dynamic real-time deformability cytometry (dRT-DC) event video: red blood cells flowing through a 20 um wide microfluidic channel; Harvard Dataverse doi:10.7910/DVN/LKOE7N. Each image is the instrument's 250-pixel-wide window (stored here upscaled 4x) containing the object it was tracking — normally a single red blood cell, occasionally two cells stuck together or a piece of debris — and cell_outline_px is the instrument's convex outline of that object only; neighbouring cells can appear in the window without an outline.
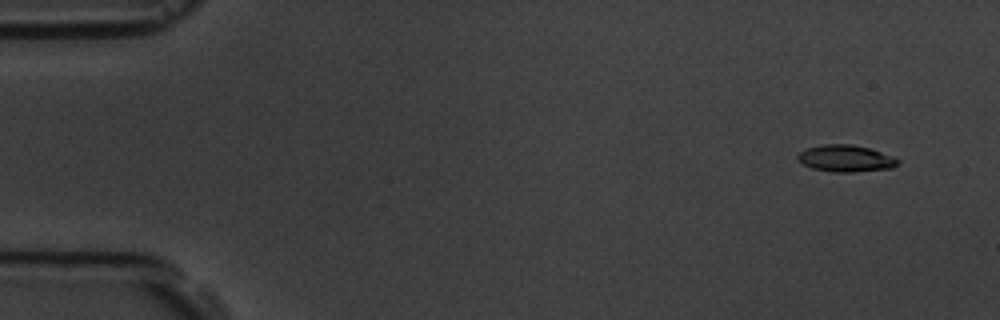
{"species": "common noctule bat (a hibernating species)", "species_latin": "Nyctalus noctula", "temperature_condition": "room temperature", "stored_images_in_passage": 5, "camera_frame_rate_fps": 3000, "um_per_image_px": 0.085, "animal": {"sex": "male", "body_mass_g": 19.5, "forearm_length_mm": 54.6}, "frame": {"image": 1, "passage_image": 1, "time_ms": 0.0, "image_size_px": [1000, 320], "cell_outline_px": [[900, 164], [892, 168], [852, 172], [832, 172], [812, 168], [796, 160], [796, 156], [800, 152], [808, 148], [820, 144], [852, 144], [868, 148], [892, 156], [900, 160]], "centroid_in_image_um": [71.88, 13.47], "position_along_channel_um": 13.1, "area_um2": 15.66}}
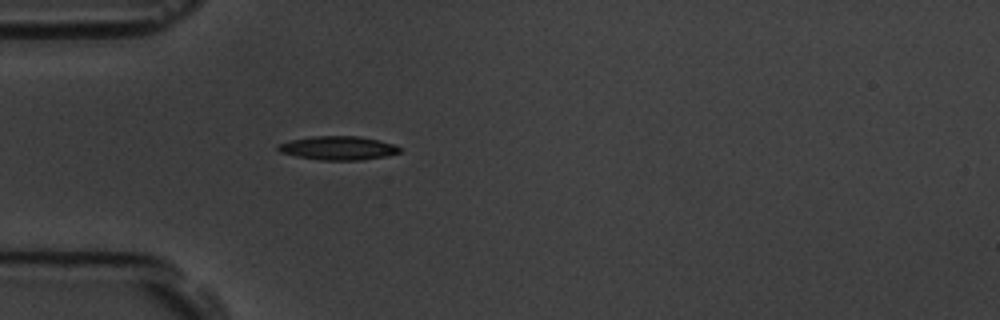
{"frame": {"image": 2, "passage_image": 5, "time_ms": 4.333, "image_size_px": [1000, 320], "cell_outline_px": [[404, 148], [400, 152], [388, 156], [360, 160], [320, 160], [296, 156], [280, 152], [276, 148], [280, 144], [292, 140], [312, 136], [360, 136], [380, 140]], "centroid_in_image_um": [28.79, 12.58], "position_along_channel_um": 56.2, "area_um2": 16.88}}